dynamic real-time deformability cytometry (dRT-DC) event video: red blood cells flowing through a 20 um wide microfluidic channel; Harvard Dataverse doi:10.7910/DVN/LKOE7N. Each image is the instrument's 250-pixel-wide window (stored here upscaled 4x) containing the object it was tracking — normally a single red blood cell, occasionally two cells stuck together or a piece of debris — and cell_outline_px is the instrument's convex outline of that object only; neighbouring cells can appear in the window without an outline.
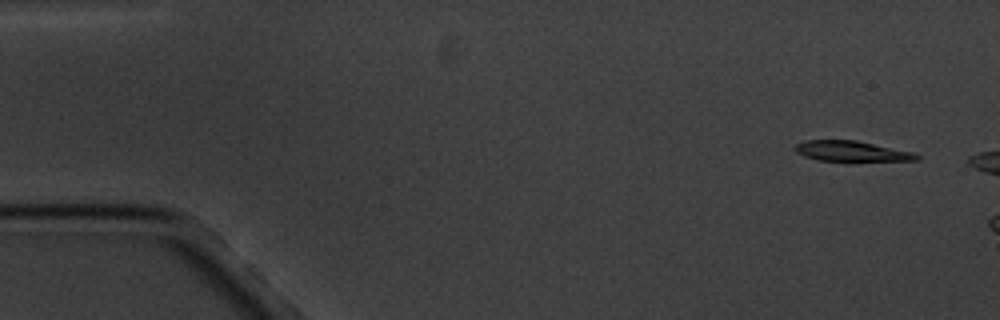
{"species": "common noctule bat (a hibernating species)", "species_latin": "Nyctalus noctula", "temperature_condition": "cold", "stored_images_in_passage": 3, "camera_frame_rate_fps": 3000, "um_per_image_px": 0.085, "animal": {"sex": "male", "body_mass_g": 20.1, "forearm_length_mm": 53.5}, "frame": {"image": 1, "passage_image": 1, "time_ms": 0.0, "image_size_px": [1000, 320], "cell_outline_px": [[920, 160], [848, 164], [816, 160], [804, 156], [796, 152], [792, 148], [796, 144], [804, 140], [856, 140], [912, 152], [920, 156]], "centroid_in_image_um": [72.39, 12.92], "position_along_channel_um": 12.6, "area_um2": 15.66}}